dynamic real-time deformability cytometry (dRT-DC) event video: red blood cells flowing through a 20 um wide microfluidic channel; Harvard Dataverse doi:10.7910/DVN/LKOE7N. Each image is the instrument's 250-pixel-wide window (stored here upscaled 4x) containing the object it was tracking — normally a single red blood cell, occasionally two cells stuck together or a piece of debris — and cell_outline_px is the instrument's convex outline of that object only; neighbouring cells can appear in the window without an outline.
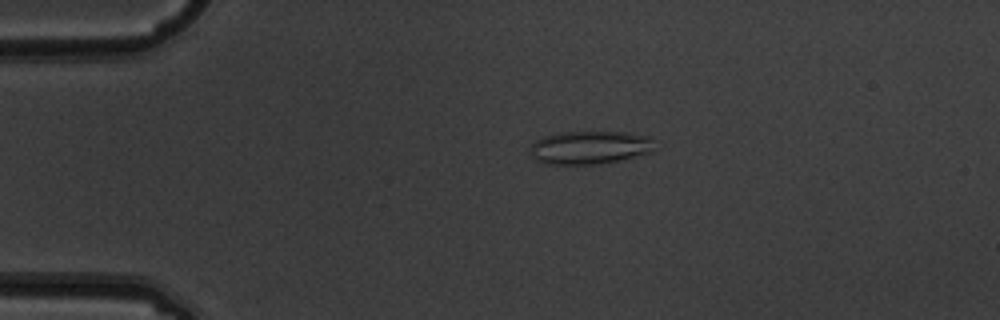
{"species": "common noctule bat (a hibernating species)", "species_latin": "Nyctalus noctula", "temperature_condition": "warm", "stored_images_in_passage": 5, "camera_frame_rate_fps": 3000, "um_per_image_px": 0.085, "animal": {"sex": "male", "body_mass_g": 19.5, "forearm_length_mm": 54.6}, "frame": {"image": 1, "passage_image": 4, "time_ms": 1.0, "image_size_px": [1000, 320], "cell_outline_px": [[652, 152], [620, 160], [600, 164], [544, 164], [536, 160], [532, 156], [532, 144], [536, 140], [544, 136], [560, 132], [632, 132], [652, 136]], "centroid_in_image_um": [50.16, 12.53], "position_along_channel_um": 34.8, "area_um2": 24.16}}